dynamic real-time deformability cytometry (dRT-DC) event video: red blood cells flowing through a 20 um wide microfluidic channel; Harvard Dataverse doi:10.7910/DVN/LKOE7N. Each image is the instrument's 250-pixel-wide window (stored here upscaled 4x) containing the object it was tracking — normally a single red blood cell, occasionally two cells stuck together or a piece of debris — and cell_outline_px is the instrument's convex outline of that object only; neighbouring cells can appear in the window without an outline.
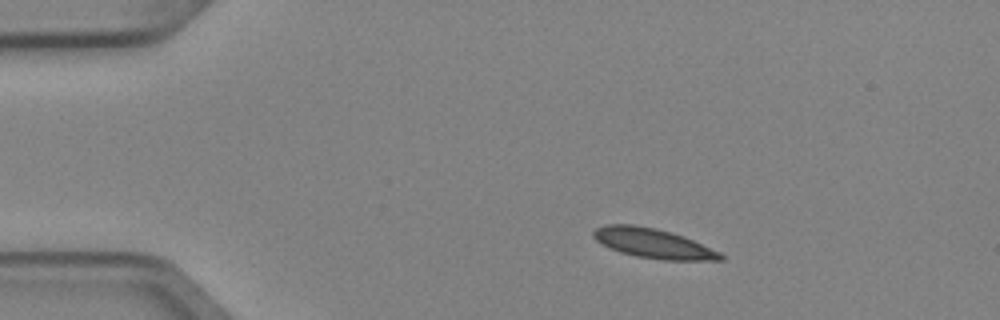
{"species": "Egyptian fruit bat (a non-hibernating species)", "species_latin": "Rousettus aegyptiacus", "temperature_condition": "cold", "stored_images_in_passage": 7, "camera_frame_rate_fps": 3000, "um_per_image_px": 0.085, "animal": {"sex": "female"}, "frame": {"image": 1, "passage_image": 2, "time_ms": 0.333, "image_size_px": [1000, 320], "cell_outline_px": [[724, 260], [664, 260], [636, 256], [620, 252], [608, 248], [596, 240], [592, 236], [592, 232], [596, 228], [604, 224], [632, 224], [656, 228], [672, 232], [684, 236], [720, 252], [724, 256]], "centroid_in_image_um": [55.49, 20.67], "position_along_channel_um": 29.5, "area_um2": 22.08}}
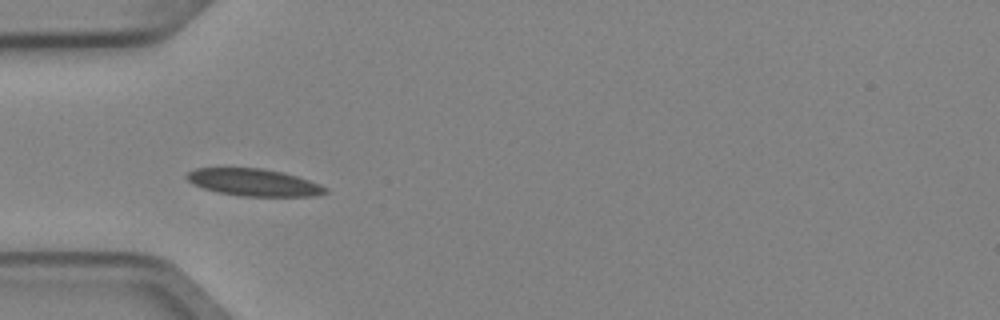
{"frame": {"image": 2, "passage_image": 4, "time_ms": 1.0, "image_size_px": [1000, 320], "cell_outline_px": [[328, 192], [316, 196], [240, 196], [220, 192], [204, 188], [192, 184], [184, 176], [188, 172], [196, 168], [260, 168], [284, 172], [320, 184], [328, 188]], "centroid_in_image_um": [21.58, 15.5], "position_along_channel_um": 63.4, "area_um2": 21.91}}
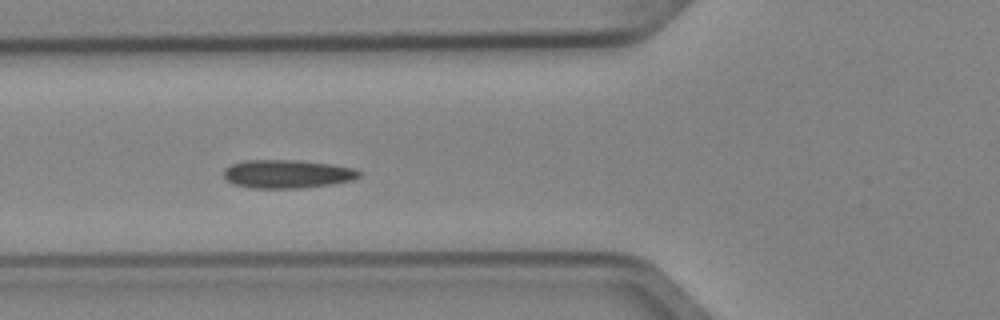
{"frame": {"image": 3, "passage_image": 5, "time_ms": 1.333, "image_size_px": [1000, 320], "cell_outline_px": [[364, 172], [360, 176], [352, 180], [332, 184], [300, 188], [252, 188], [232, 184], [224, 176], [224, 168], [232, 164], [244, 160], [296, 160], [332, 164], [356, 168]], "centroid_in_image_um": [24.45, 14.78], "position_along_channel_um": 101.4, "area_um2": 22.6}}